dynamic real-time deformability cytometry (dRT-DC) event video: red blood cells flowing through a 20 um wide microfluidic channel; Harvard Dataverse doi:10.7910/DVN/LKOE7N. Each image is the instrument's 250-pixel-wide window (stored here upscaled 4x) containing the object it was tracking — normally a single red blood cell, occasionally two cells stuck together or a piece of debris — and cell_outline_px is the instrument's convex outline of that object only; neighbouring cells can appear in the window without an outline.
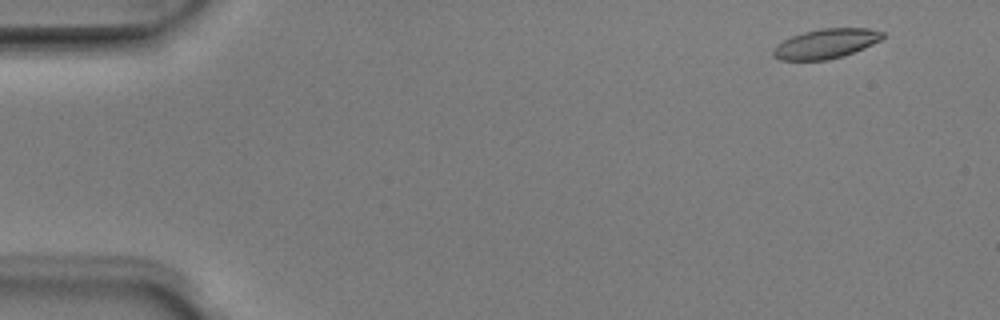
{"species": "Egyptian fruit bat (a non-hibernating species)", "species_latin": "Rousettus aegyptiacus", "temperature_condition": "room temperature", "stored_images_in_passage": 5, "camera_frame_rate_fps": 3000, "um_per_image_px": 0.085, "animal": {"sex": "male"}, "frame": {"image": 1, "passage_image": 2, "time_ms": 0.333, "image_size_px": [1000, 320], "cell_outline_px": [[884, 36], [880, 40], [864, 48], [844, 56], [828, 60], [780, 60], [772, 56], [772, 52], [776, 44], [792, 36], [804, 32], [820, 28], [868, 28], [884, 32]], "centroid_in_image_um": [70.19, 3.71], "position_along_channel_um": 14.8, "area_um2": 18.96}}